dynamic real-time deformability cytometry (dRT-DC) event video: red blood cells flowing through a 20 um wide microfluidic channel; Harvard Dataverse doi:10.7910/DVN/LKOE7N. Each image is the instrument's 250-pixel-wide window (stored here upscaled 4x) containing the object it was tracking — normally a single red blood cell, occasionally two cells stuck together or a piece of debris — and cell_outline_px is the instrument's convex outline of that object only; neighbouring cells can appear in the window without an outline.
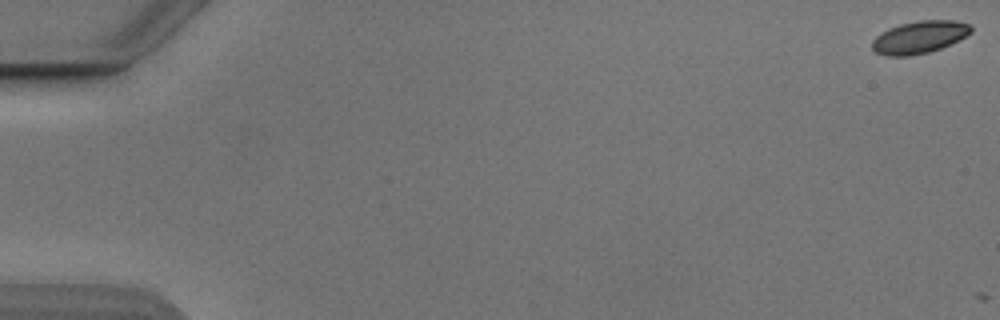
{"species": "Egyptian fruit bat (a non-hibernating species)", "species_latin": "Rousettus aegyptiacus", "temperature_condition": "cold", "stored_images_in_passage": 6, "camera_frame_rate_fps": 3000, "um_per_image_px": 0.085, "animal": {"sex": "male"}, "frame": {"image": 1, "passage_image": 1, "time_ms": 0.0, "image_size_px": [1000, 320], "cell_outline_px": [[972, 32], [940, 48], [928, 52], [908, 56], [884, 56], [876, 52], [872, 48], [872, 40], [880, 32], [888, 28], [900, 24], [920, 20], [952, 20], [972, 24]], "centroid_in_image_um": [78.11, 3.15], "position_along_channel_um": 6.9, "area_um2": 18.61}}